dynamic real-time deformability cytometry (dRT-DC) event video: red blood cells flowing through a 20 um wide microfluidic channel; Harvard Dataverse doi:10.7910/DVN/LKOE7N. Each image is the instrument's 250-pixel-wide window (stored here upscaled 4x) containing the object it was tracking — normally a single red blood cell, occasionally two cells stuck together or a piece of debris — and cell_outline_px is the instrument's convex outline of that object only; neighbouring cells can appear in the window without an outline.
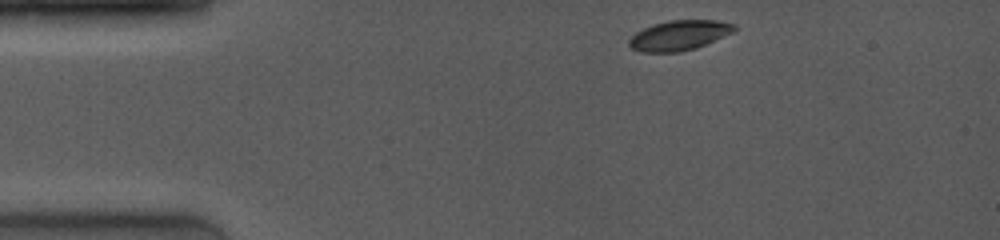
{"species": "common noctule bat (a hibernating species)", "species_latin": "Nyctalus noctula", "temperature_condition": "room temperature", "stored_images_in_passage": 31, "camera_frame_rate_fps": 4000, "um_per_image_px": 0.085, "animal": {"sex": "female", "body_mass_g": 19.0, "forearm_length_mm": 53.3}, "frame": {"image": 1, "passage_image": 1, "time_ms": 0.0, "image_size_px": [1000, 240], "cell_outline_px": [[736, 28], [732, 32], [696, 48], [680, 52], [640, 52], [632, 48], [628, 44], [628, 40], [636, 32], [652, 24], [668, 20], [716, 20], [736, 24]], "centroid_in_image_um": [57.7, 3.0], "position_along_channel_um": 27.3, "area_um2": 18.32}}
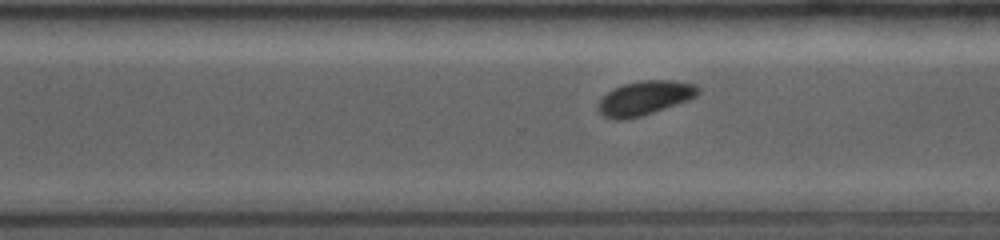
{"frame": {"image": 2, "passage_image": 20, "time_ms": 8.75, "image_size_px": [1000, 240], "cell_outline_px": [[700, 92], [696, 96], [688, 100], [640, 116], [624, 120], [612, 120], [604, 116], [596, 108], [600, 100], [612, 88], [624, 84], [640, 80], [672, 80], [696, 84], [700, 88]], "centroid_in_image_um": [54.79, 8.32], "position_along_channel_um": 315.8, "area_um2": 19.88}}
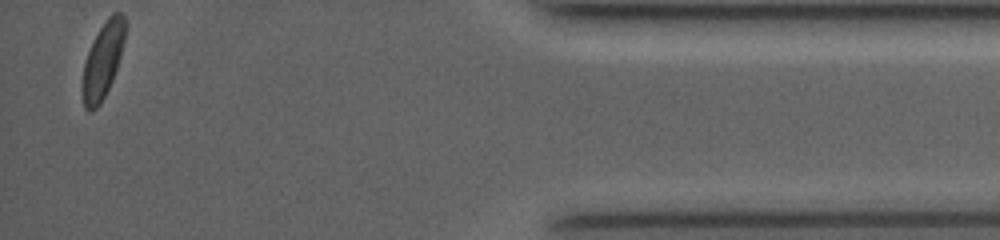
{"frame": {"image": 3, "passage_image": 31, "time_ms": 12.75, "image_size_px": [1000, 240], "cell_outline_px": [[128, 24], [120, 56], [112, 80], [100, 104], [92, 112], [88, 112], [84, 108], [80, 92], [80, 88], [84, 64], [88, 52], [100, 28], [108, 16], [112, 12], [120, 12], [124, 16]], "centroid_in_image_um": [8.72, 5.15], "position_along_channel_um": 426.5, "area_um2": 19.07}, "authors_computed_cell_mechanics": {"area_um2": 19.8832, "velocity_mm_per_s": 4.0049, "shape_relaxation_time_tau1_ms": 1.6941, "shape_relaxation_time_tau2_ms": null, "deformation_change_tau1": 0.0632, "deformation_change_tau2": null}}